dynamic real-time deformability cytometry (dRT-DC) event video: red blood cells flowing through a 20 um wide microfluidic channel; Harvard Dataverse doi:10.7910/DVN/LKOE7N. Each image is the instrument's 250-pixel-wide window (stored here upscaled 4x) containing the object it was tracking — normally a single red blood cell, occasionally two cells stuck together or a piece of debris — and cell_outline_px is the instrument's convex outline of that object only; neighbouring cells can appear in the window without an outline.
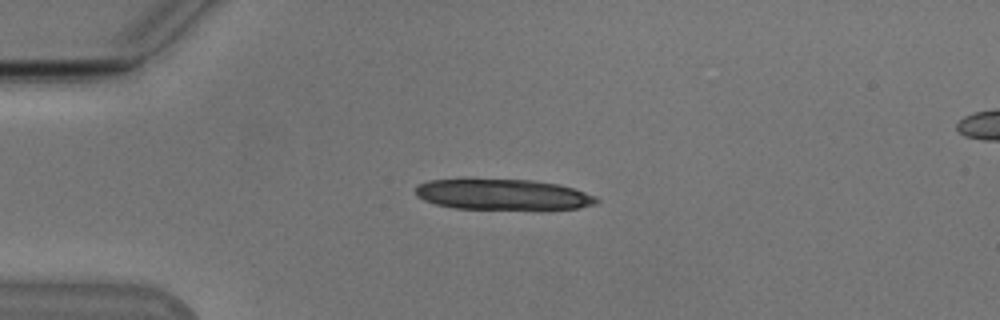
{"species": "Egyptian fruit bat (a non-hibernating species)", "species_latin": "Rousettus aegyptiacus", "temperature_condition": "cold", "stored_images_in_passage": 16, "camera_frame_rate_fps": 3000, "um_per_image_px": 0.085, "animal": {"sex": "male"}, "frame": {"image": 1, "passage_image": 10, "time_ms": 3.0, "image_size_px": [1000, 320], "cell_outline_px": [[600, 200], [596, 204], [580, 208], [544, 212], [540, 212], [452, 208], [436, 204], [424, 200], [416, 196], [416, 184], [428, 180], [464, 176], [472, 176], [532, 180], [560, 184], [596, 196]], "centroid_in_image_um": [42.73, 16.53], "position_along_channel_um": 42.3, "area_um2": 35.32}}